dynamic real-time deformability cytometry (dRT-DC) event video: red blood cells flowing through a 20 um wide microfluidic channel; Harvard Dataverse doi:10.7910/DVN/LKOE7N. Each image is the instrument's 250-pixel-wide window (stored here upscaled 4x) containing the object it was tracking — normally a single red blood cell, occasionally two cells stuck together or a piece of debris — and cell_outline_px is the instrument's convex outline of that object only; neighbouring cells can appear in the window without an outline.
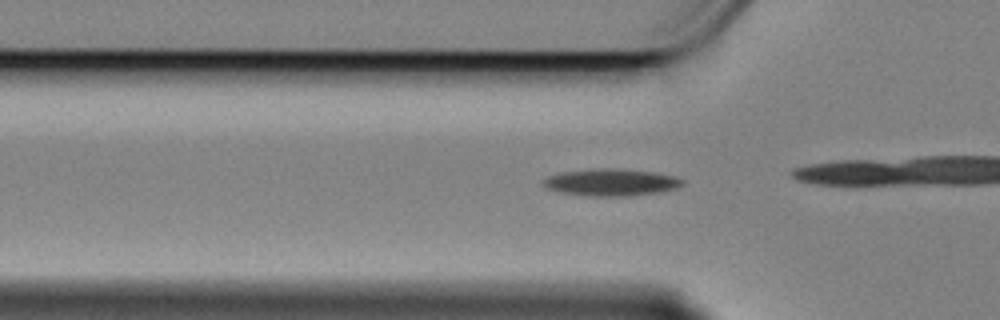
{"species": "Egyptian fruit bat (a non-hibernating species)", "species_latin": "Rousettus aegyptiacus", "temperature_condition": "cold", "stored_images_in_passage": 31, "camera_frame_rate_fps": 3000, "um_per_image_px": 0.085, "animal": {"sex": "female"}, "frame": {"image": 1, "passage_image": 5, "time_ms": 1.333, "image_size_px": [1000, 320], "cell_outline_px": [[684, 184], [676, 188], [660, 192], [632, 196], [592, 196], [560, 192], [544, 188], [540, 184], [540, 180], [548, 176], [560, 172], [592, 168], [624, 168], [656, 172], [676, 176], [684, 180]], "centroid_in_image_um": [51.92, 15.48], "position_along_channel_um": 73.9, "area_um2": 22.54}}